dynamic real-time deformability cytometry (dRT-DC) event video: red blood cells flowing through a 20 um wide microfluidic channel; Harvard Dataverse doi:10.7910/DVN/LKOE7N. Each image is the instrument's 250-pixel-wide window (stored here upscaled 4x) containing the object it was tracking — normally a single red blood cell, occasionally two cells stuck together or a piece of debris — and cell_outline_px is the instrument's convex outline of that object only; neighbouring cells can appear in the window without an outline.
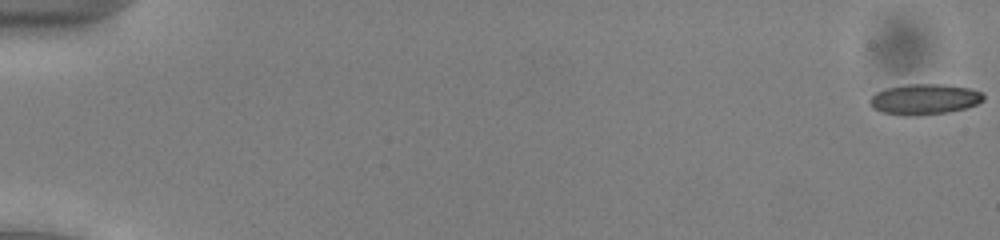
{"species": "common noctule bat (a hibernating species)", "species_latin": "Nyctalus noctula", "temperature_condition": "cold", "stored_images_in_passage": 54, "camera_frame_rate_fps": 3000, "um_per_image_px": 0.085, "animal": {"sex": "male", "body_mass_g": 13.0, "forearm_length_mm": 53.1}, "frame": {"image": 1, "passage_image": 1, "time_ms": 0.0, "image_size_px": [1000, 240], "cell_outline_px": [[984, 100], [976, 104], [964, 108], [948, 112], [916, 116], [900, 116], [880, 112], [872, 108], [868, 104], [868, 100], [876, 92], [888, 88], [908, 84], [944, 84], [968, 88], [980, 92], [984, 96]], "centroid_in_image_um": [78.51, 8.45], "position_along_channel_um": 6.5, "area_um2": 20.4}}
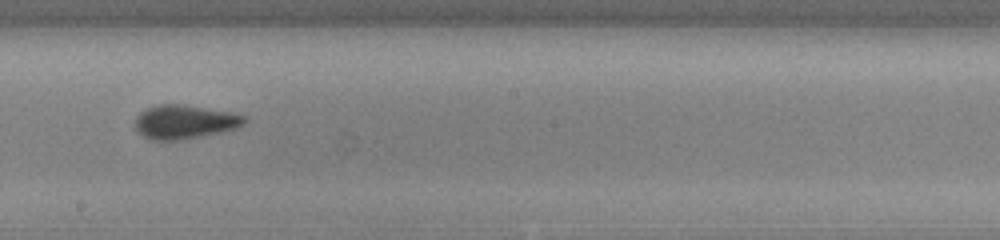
{"frame": {"image": 2, "passage_image": 32, "time_ms": 10.333, "image_size_px": [1000, 240], "cell_outline_px": [[248, 120], [244, 124], [236, 128], [220, 132], [180, 140], [152, 140], [136, 132], [136, 116], [140, 112], [148, 108], [160, 104], [184, 104], [232, 112], [248, 116]], "centroid_in_image_um": [15.72, 10.35], "position_along_channel_um": 232.5, "area_um2": 21.68}}
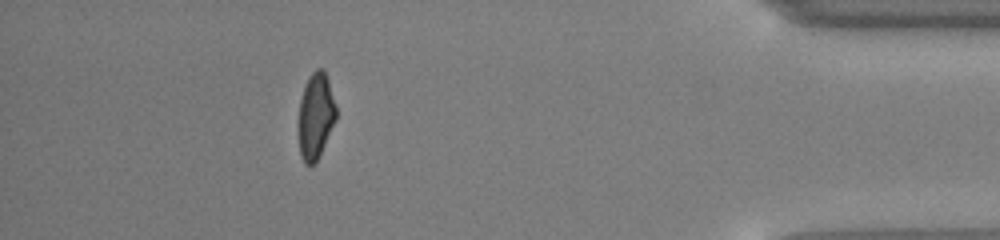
{"frame": {"image": 3, "passage_image": 49, "time_ms": 16.0, "image_size_px": [1000, 240], "cell_outline_px": [[336, 120], [316, 164], [312, 168], [304, 164], [300, 156], [300, 100], [308, 76], [316, 68], [324, 68], [328, 80], [336, 108]], "centroid_in_image_um": [26.85, 9.9], "position_along_channel_um": 408.4, "area_um2": 18.79}, "authors_computed_cell_mechanics": {"area_um2": 20.4901, "velocity_mm_per_s": 3.9178, "shape_relaxation_time_tau1_ms": 3.3579, "shape_relaxation_time_tau2_ms": 1.6244, "deformation_change_tau1": 0.1022, "deformation_change_tau2": 0.0508}}